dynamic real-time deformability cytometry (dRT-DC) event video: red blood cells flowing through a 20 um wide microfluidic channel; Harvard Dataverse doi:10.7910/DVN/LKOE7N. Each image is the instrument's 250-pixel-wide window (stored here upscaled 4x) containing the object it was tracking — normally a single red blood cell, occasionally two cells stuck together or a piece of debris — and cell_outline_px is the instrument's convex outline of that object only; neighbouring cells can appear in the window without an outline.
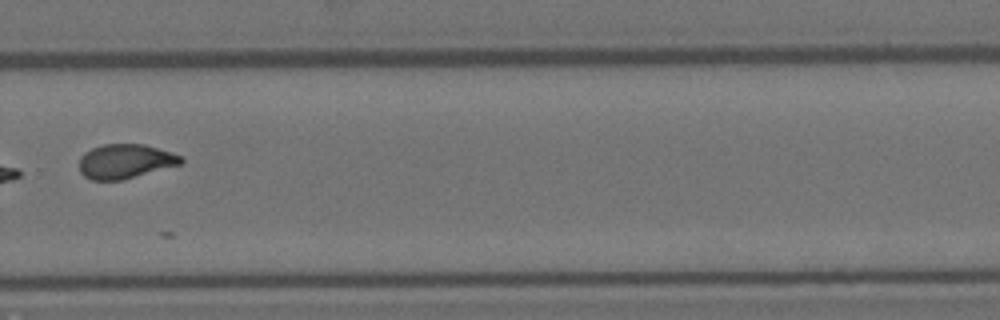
{"species": "Egyptian fruit bat (a non-hibernating species)", "species_latin": "Rousettus aegyptiacus", "temperature_condition": "room temperature", "stored_images_in_passage": 14, "camera_frame_rate_fps": 3000, "um_per_image_px": 0.085, "animal": {"sex": "female"}, "frame": {"image": 1, "passage_image": 11, "time_ms": 3.333, "image_size_px": [1000, 320], "cell_outline_px": [[184, 164], [124, 180], [92, 180], [84, 176], [80, 172], [80, 156], [84, 152], [92, 148], [104, 144], [144, 144], [184, 156]], "centroid_in_image_um": [10.7, 13.72], "position_along_channel_um": 319.1, "area_um2": 20.75}}